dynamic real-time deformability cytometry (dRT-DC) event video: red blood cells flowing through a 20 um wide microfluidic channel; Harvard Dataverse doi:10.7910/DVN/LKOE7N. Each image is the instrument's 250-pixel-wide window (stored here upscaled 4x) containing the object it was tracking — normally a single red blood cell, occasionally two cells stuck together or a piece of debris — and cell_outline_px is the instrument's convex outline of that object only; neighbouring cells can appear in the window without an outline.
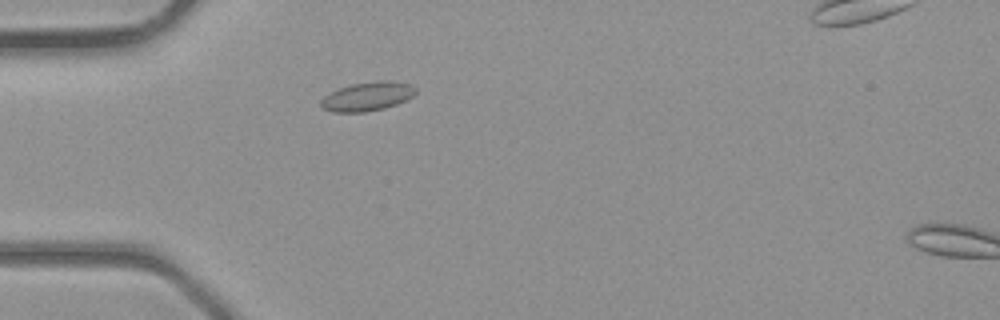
{"species": "common noctule bat (a hibernating species)", "species_latin": "Nyctalus noctula", "temperature_condition": "room temperature", "stored_images_in_passage": 23, "camera_frame_rate_fps": 3000, "um_per_image_px": 0.085, "animal": {"sex": "male", "body_mass_g": 23.1, "forearm_length_mm": 52.7}, "frame": {"image": 1, "passage_image": 1, "time_ms": 0.0, "image_size_px": [1000, 320], "cell_outline_px": [[416, 92], [412, 96], [396, 104], [384, 108], [364, 112], [332, 112], [324, 108], [320, 104], [320, 100], [324, 96], [340, 88], [352, 84], [376, 80], [388, 80], [412, 84], [416, 88]], "centroid_in_image_um": [31.24, 8.18], "position_along_channel_um": 53.8, "area_um2": 15.9}}
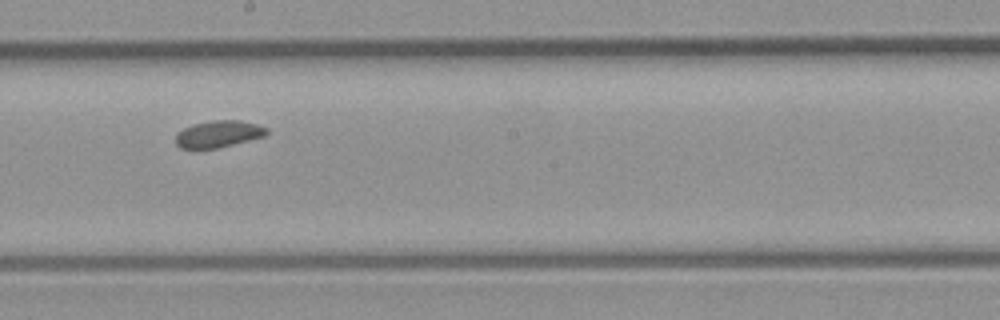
{"frame": {"image": 2, "passage_image": 12, "time_ms": 3.667, "image_size_px": [1000, 320], "cell_outline_px": [[268, 132], [264, 136], [216, 148], [180, 148], [176, 144], [176, 132], [192, 124], [212, 120], [240, 120], [256, 124], [268, 128]], "centroid_in_image_um": [18.54, 11.37], "position_along_channel_um": 229.7, "area_um2": 14.1}}
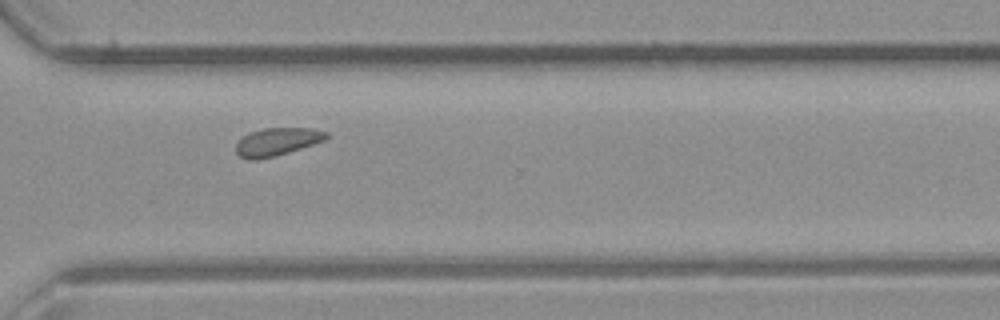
{"frame": {"image": 3, "passage_image": 19, "time_ms": 6.0, "image_size_px": [1000, 320], "cell_outline_px": [[328, 136], [324, 140], [288, 152], [256, 160], [248, 160], [240, 156], [236, 152], [236, 144], [244, 136], [252, 132], [264, 128], [312, 128], [328, 132]], "centroid_in_image_um": [23.54, 12.04], "position_along_channel_um": 347.1, "area_um2": 14.33}}